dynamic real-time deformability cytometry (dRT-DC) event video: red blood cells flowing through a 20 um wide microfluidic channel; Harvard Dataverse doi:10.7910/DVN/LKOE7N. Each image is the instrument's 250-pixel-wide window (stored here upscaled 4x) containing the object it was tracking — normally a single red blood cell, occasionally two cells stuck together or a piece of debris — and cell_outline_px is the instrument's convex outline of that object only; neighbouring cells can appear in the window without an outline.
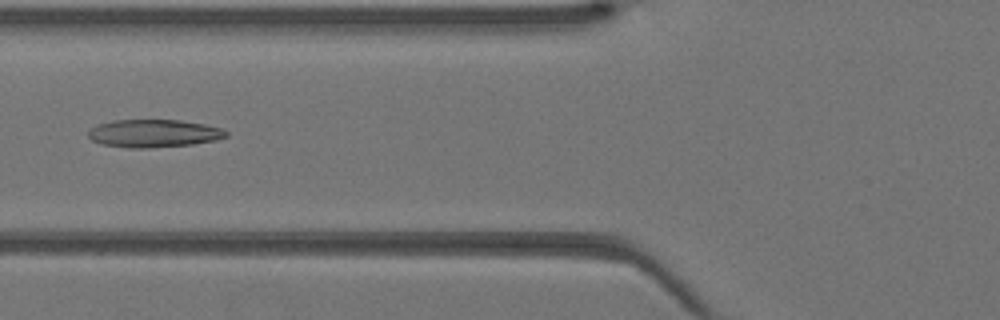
{"species": "Egyptian fruit bat (a non-hibernating species)", "species_latin": "Rousettus aegyptiacus", "temperature_condition": "warm", "stored_images_in_passage": 42, "camera_frame_rate_fps": 3000, "um_per_image_px": 0.085, "animal": {"sex": "female"}, "frame": {"image": 1, "passage_image": 17, "time_ms": 5.333, "image_size_px": [1000, 320], "cell_outline_px": [[228, 136], [216, 140], [192, 144], [148, 148], [132, 148], [104, 144], [92, 140], [88, 136], [88, 132], [96, 124], [112, 120], [180, 120], [204, 124], [224, 128], [228, 132]], "centroid_in_image_um": [13.1, 11.33], "position_along_channel_um": 112.7, "area_um2": 22.37}}
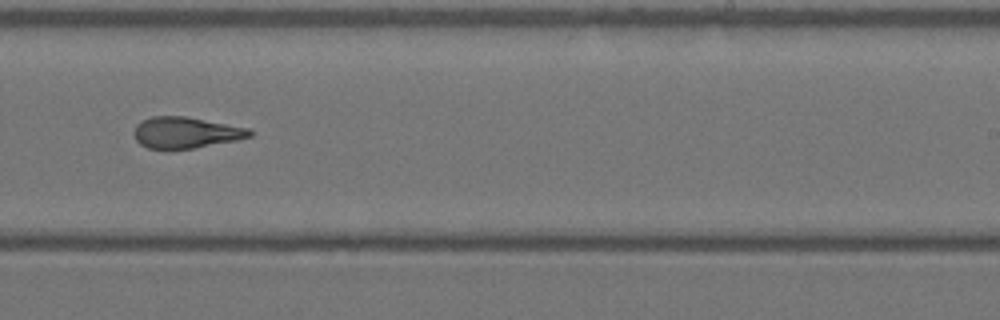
{"frame": {"image": 2, "passage_image": 27, "time_ms": 8.667, "image_size_px": [1000, 320], "cell_outline_px": [[252, 136], [236, 140], [192, 148], [148, 148], [140, 144], [136, 140], [132, 132], [136, 124], [140, 120], [152, 116], [188, 116], [248, 128], [252, 132]], "centroid_in_image_um": [15.74, 11.24], "position_along_channel_um": 273.3, "area_um2": 20.98}}
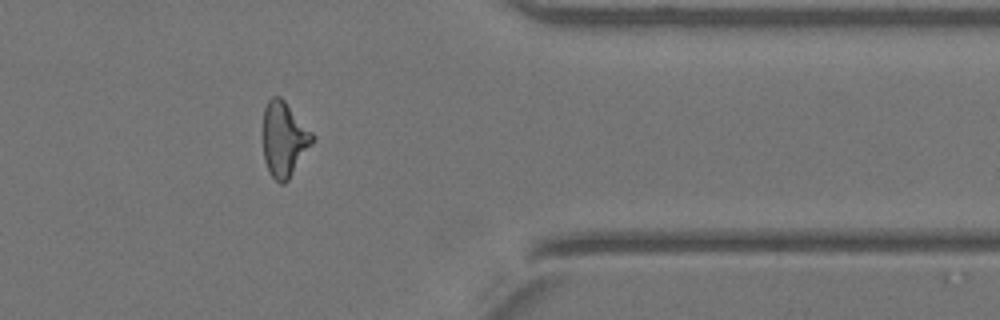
{"frame": {"image": 3, "passage_image": 35, "time_ms": 11.333, "image_size_px": [1000, 320], "cell_outline_px": [[316, 140], [288, 180], [284, 184], [280, 184], [272, 176], [264, 160], [264, 108], [268, 100], [272, 96], [280, 96], [284, 100], [316, 136]], "centroid_in_image_um": [24.18, 11.83], "position_along_channel_um": 387.2, "area_um2": 21.56}}